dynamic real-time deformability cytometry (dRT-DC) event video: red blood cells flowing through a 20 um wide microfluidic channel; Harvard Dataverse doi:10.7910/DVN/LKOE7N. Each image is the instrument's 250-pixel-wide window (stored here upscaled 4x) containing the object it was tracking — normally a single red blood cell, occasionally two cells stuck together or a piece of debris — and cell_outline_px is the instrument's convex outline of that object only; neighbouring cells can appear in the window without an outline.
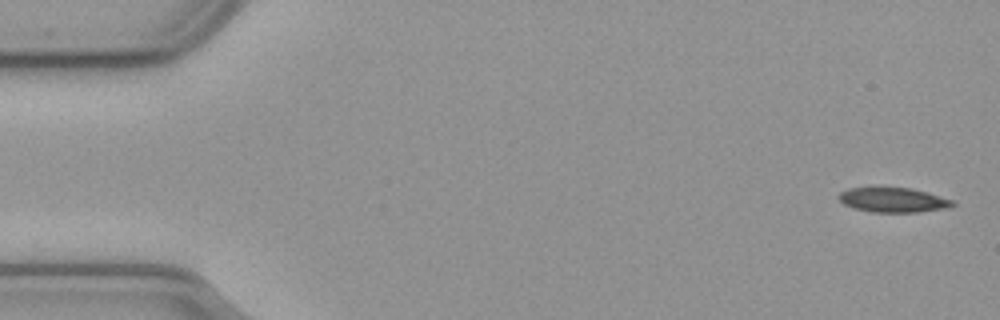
{"species": "common noctule bat (a hibernating species)", "species_latin": "Nyctalus noctula", "temperature_condition": "cold", "stored_images_in_passage": 55, "camera_frame_rate_fps": 3000, "um_per_image_px": 0.085, "animal": {"sex": "male", "body_mass_g": 23.1, "forearm_length_mm": 52.7}, "frame": {"image": 1, "passage_image": 1, "time_ms": 0.0, "image_size_px": [1000, 320], "cell_outline_px": [[956, 204], [940, 208], [916, 212], [872, 212], [856, 208], [844, 204], [840, 200], [840, 192], [848, 188], [912, 188], [928, 192], [952, 200]], "centroid_in_image_um": [75.9, 16.99], "position_along_channel_um": 9.1, "area_um2": 15.9}}
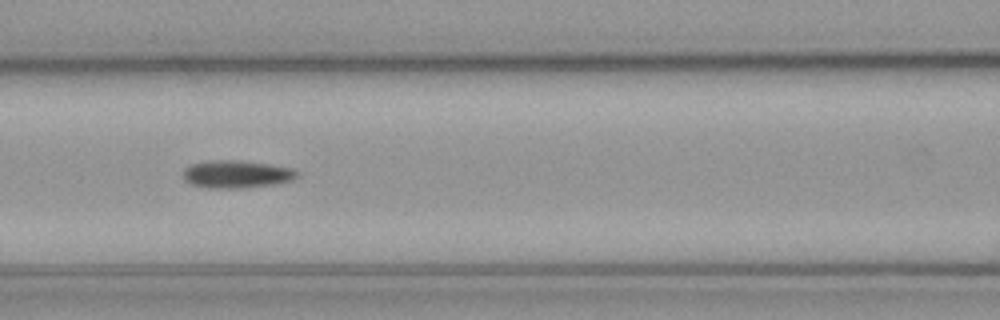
{"frame": {"image": 2, "passage_image": 23, "time_ms": 7.333, "image_size_px": [1000, 320], "cell_outline_px": [[300, 176], [292, 180], [276, 184], [240, 188], [208, 188], [192, 184], [184, 180], [184, 168], [192, 164], [212, 160], [232, 160], [268, 164], [292, 168], [300, 172]], "centroid_in_image_um": [20.15, 14.81], "position_along_channel_um": 146.5, "area_um2": 18.32}}
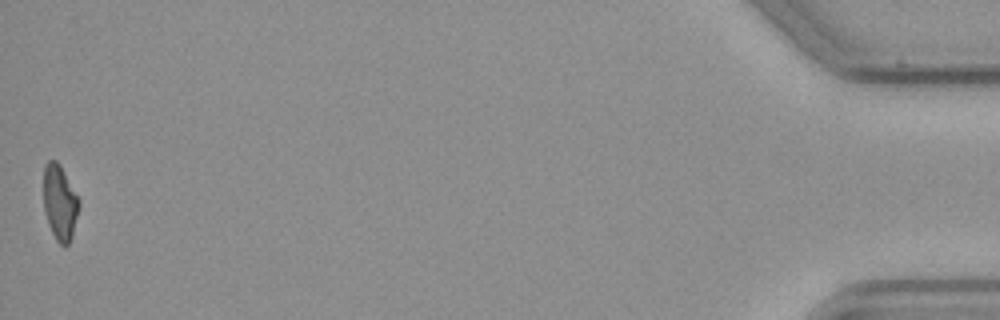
{"frame": {"image": 3, "passage_image": 55, "time_ms": 18.0, "image_size_px": [1000, 320], "cell_outline_px": [[80, 204], [72, 236], [68, 244], [64, 248], [56, 240], [48, 224], [44, 212], [44, 164], [48, 160], [56, 160], [60, 164], [80, 200]], "centroid_in_image_um": [5.08, 17.22], "position_along_channel_um": 430.1, "area_um2": 15.66}, "authors_computed_cell_mechanics": {"area_um2": 17.1666, "velocity_mm_per_s": 3.6473, "shape_relaxation_time_tau1_ms": 10.3424, "shape_relaxation_time_tau2_ms": null, "deformation_change_tau1": 0.2006, "deformation_change_tau2": null}}